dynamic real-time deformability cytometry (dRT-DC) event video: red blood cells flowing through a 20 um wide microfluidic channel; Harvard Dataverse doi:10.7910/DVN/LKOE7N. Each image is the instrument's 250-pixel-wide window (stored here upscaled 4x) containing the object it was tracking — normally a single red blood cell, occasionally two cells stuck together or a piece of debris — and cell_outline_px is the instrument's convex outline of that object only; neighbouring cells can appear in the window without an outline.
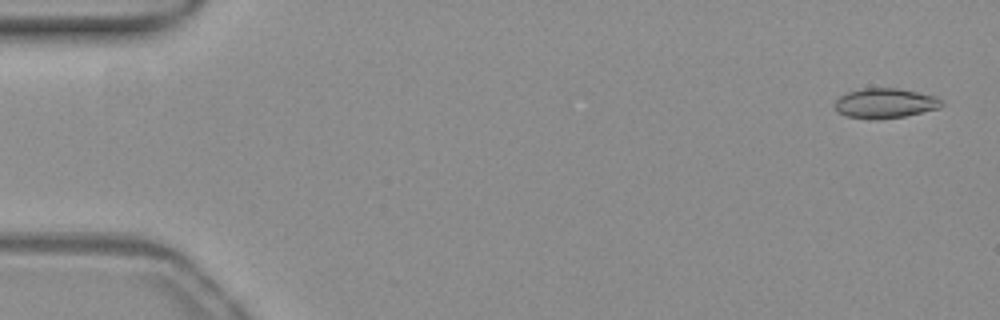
{"species": "common noctule bat (a hibernating species)", "species_latin": "Nyctalus noctula", "temperature_condition": "warm", "stored_images_in_passage": 51, "camera_frame_rate_fps": 3000, "um_per_image_px": 0.085, "animal": {"sex": "female", "body_mass_g": 19.3, "forearm_length_mm": 54.1}, "frame": {"image": 1, "passage_image": 2, "time_ms": 0.333, "image_size_px": [1000, 320], "cell_outline_px": [[944, 104], [940, 108], [904, 116], [844, 116], [836, 108], [836, 100], [840, 96], [848, 92], [864, 88], [896, 88], [936, 96]], "centroid_in_image_um": [75.28, 8.72], "position_along_channel_um": 9.7, "area_um2": 17.57}}
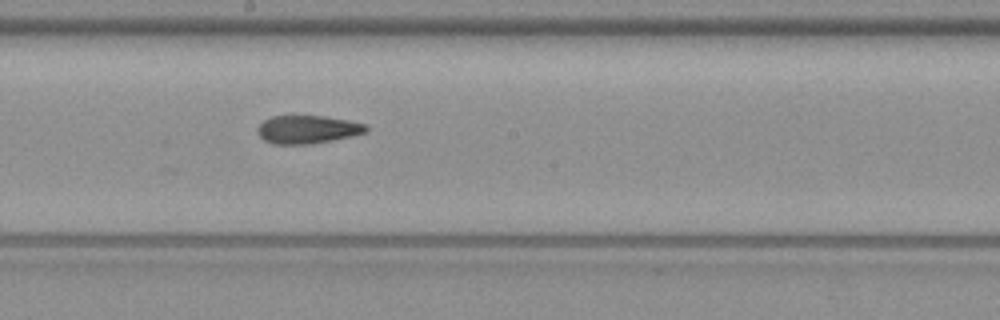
{"frame": {"image": 2, "passage_image": 29, "time_ms": 9.333, "image_size_px": [1000, 320], "cell_outline_px": [[368, 132], [352, 136], [312, 144], [272, 144], [264, 140], [256, 132], [256, 128], [264, 120], [272, 116], [324, 116], [348, 120], [364, 124], [368, 128]], "centroid_in_image_um": [26.12, 11.01], "position_along_channel_um": 222.1, "area_um2": 17.86}}
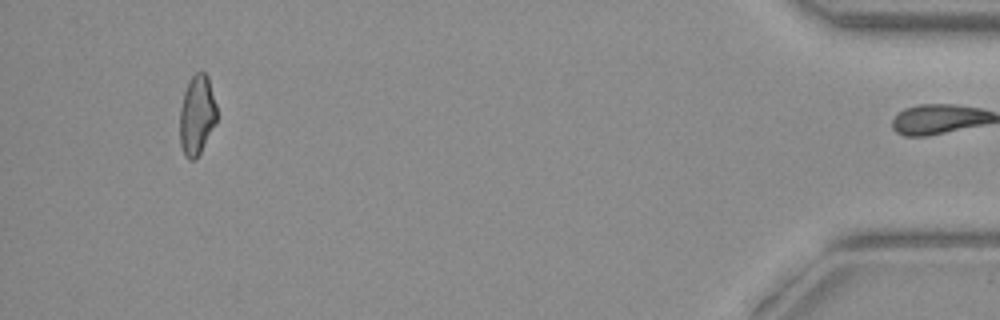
{"frame": {"image": 3, "passage_image": 50, "time_ms": 16.333, "image_size_px": [1000, 320], "cell_outline_px": [[216, 124], [196, 160], [188, 160], [184, 156], [180, 144], [180, 108], [184, 92], [192, 76], [196, 72], [204, 72], [208, 76], [216, 104]], "centroid_in_image_um": [16.74, 9.82], "position_along_channel_um": 418.5, "area_um2": 17.28}, "authors_computed_cell_mechanics": {"area_um2": 18.207, "velocity_mm_per_s": 3.9041, "shape_relaxation_time_tau1_ms": null, "shape_relaxation_time_tau2_ms": 2.9031, "deformation_change_tau1": null, "deformation_change_tau2": 0.1048}}